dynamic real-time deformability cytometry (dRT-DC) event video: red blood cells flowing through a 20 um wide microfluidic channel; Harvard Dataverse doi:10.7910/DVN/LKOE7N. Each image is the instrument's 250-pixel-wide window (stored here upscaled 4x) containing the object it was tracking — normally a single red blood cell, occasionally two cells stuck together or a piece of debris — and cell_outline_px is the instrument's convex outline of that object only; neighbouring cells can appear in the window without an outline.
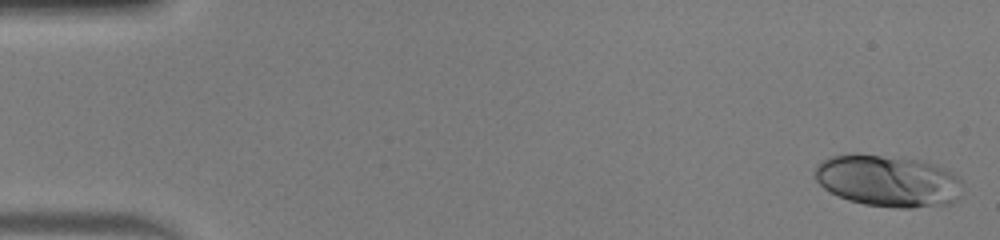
{"species": "human", "species_latin": "Homo sapiens", "temperature_condition": "warm", "stored_images_in_passage": 12, "camera_frame_rate_fps": 3000, "um_per_image_px": 0.085, "donor": {"sex": "male"}, "frame": {"image": 1, "passage_image": 1, "time_ms": 0.0, "image_size_px": [1000, 240], "cell_outline_px": [[960, 196], [956, 200], [948, 204], [912, 208], [896, 208], [864, 204], [848, 200], [824, 188], [816, 180], [816, 168], [824, 160], [832, 156], [852, 152], [920, 160], [952, 172], [960, 180]], "centroid_in_image_um": [75.47, 15.38], "position_along_channel_um": 9.5, "area_um2": 44.22}}